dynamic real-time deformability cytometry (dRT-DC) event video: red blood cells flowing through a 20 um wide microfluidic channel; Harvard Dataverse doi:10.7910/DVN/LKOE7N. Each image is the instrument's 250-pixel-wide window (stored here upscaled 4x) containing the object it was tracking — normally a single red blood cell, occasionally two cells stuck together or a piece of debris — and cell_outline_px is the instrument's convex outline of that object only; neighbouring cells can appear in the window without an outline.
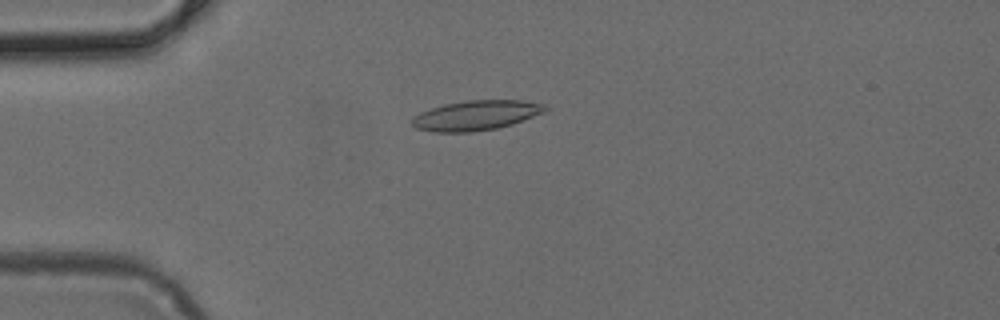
{"species": "common noctule bat (a hibernating species)", "species_latin": "Nyctalus noctula", "temperature_condition": "cold", "stored_images_in_passage": 4, "camera_frame_rate_fps": 3000, "um_per_image_px": 0.085, "animal": {"sex": "female", "body_mass_g": 24.6, "forearm_length_mm": 56.2}, "frame": {"image": 1, "passage_image": 4, "time_ms": 1.0, "image_size_px": [1000, 320], "cell_outline_px": [[548, 108], [544, 112], [512, 124], [496, 128], [472, 132], [432, 132], [416, 128], [412, 124], [412, 116], [420, 112], [444, 104], [468, 100], [524, 100], [544, 104]], "centroid_in_image_um": [40.44, 9.8], "position_along_channel_um": 44.6, "area_um2": 23.12}}